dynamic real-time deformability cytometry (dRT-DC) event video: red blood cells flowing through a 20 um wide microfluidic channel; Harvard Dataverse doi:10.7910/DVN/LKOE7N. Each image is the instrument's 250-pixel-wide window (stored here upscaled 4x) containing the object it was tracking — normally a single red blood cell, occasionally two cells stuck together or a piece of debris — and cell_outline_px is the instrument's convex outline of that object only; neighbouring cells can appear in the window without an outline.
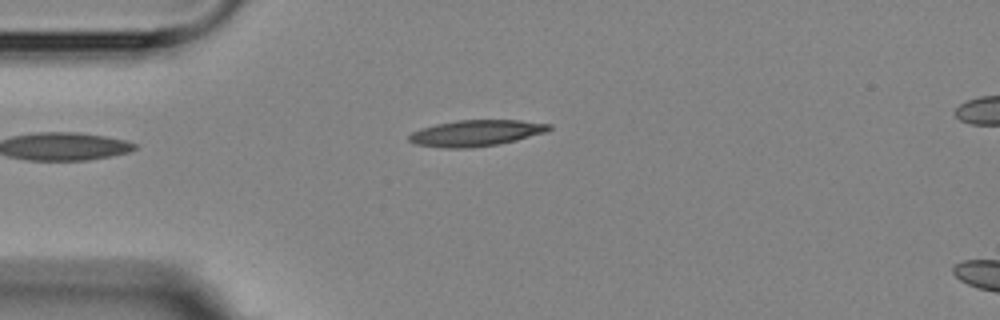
{"species": "Egyptian fruit bat (a non-hibernating species)", "species_latin": "Rousettus aegyptiacus", "temperature_condition": "room temperature", "stored_images_in_passage": 5, "camera_frame_rate_fps": 3000, "um_per_image_px": 0.085, "animal": {"sex": "female"}, "frame": {"image": 1, "passage_image": 5, "time_ms": 4.333, "image_size_px": [1000, 320], "cell_outline_px": [[552, 128], [548, 132], [516, 140], [496, 144], [468, 148], [444, 148], [416, 144], [408, 140], [408, 136], [412, 132], [420, 128], [436, 124], [456, 120], [520, 120], [552, 124]], "centroid_in_image_um": [40.48, 11.3], "position_along_channel_um": 44.5, "area_um2": 21.39}}